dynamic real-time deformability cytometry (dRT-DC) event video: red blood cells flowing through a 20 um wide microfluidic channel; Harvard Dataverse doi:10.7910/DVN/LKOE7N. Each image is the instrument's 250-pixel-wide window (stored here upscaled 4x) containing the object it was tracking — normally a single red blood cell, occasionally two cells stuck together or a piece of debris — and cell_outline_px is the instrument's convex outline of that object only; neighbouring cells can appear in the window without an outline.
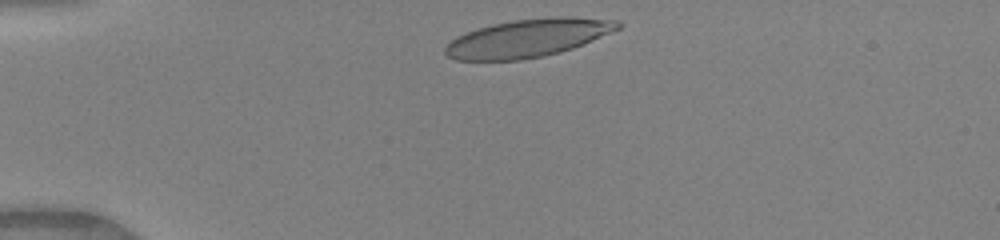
{"species": "human", "species_latin": "Homo sapiens", "temperature_condition": "warm", "stored_images_in_passage": 7, "camera_frame_rate_fps": 3000, "um_per_image_px": 0.085, "donor": {"sex": "female"}, "frame": {"image": 1, "passage_image": 1, "time_ms": 0.0, "image_size_px": [1000, 240], "cell_outline_px": [[624, 24], [620, 28], [592, 40], [572, 48], [560, 52], [544, 56], [520, 60], [456, 60], [448, 56], [444, 52], [444, 48], [456, 36], [492, 24], [516, 20], [556, 16], [572, 16], [620, 20]], "centroid_in_image_um": [44.92, 3.23], "position_along_channel_um": 40.1, "area_um2": 38.09}}
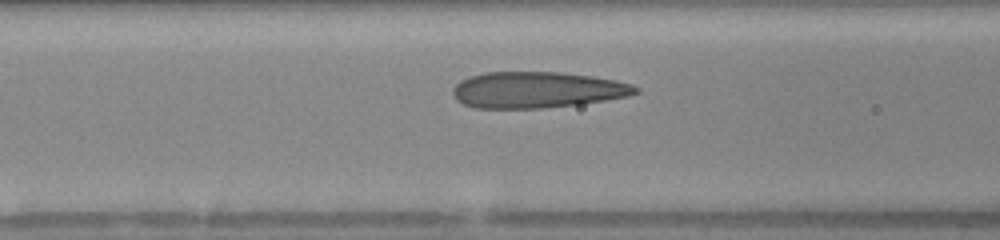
{"frame": {"image": 2, "passage_image": 5, "time_ms": 1.333, "image_size_px": [1000, 240], "cell_outline_px": [[640, 92], [628, 96], [580, 104], [544, 108], [476, 108], [464, 104], [456, 100], [452, 92], [452, 88], [460, 80], [484, 72], [560, 72], [592, 76], [616, 80], [632, 84], [640, 88]], "centroid_in_image_um": [45.66, 7.64], "position_along_channel_um": 120.9, "area_um2": 38.67}}